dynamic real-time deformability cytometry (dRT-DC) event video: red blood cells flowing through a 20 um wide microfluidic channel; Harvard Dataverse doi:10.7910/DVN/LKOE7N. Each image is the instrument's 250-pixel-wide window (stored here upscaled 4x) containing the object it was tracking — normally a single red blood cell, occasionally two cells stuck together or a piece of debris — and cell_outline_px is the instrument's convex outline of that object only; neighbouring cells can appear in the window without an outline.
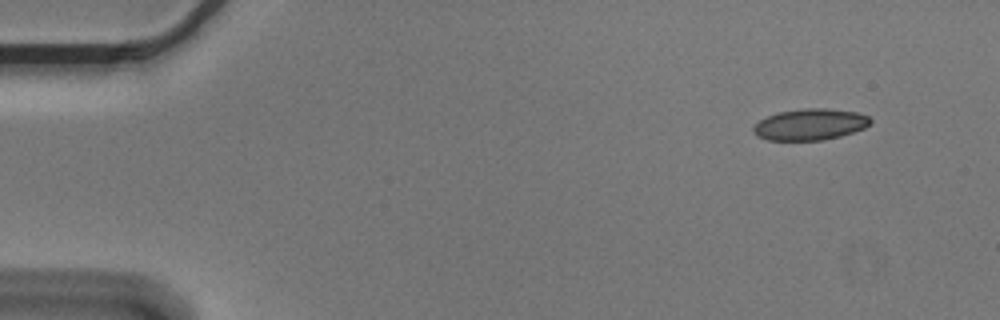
{"species": "Egyptian fruit bat (a non-hibernating species)", "species_latin": "Rousettus aegyptiacus", "temperature_condition": "cold", "stored_images_in_passage": 5, "camera_frame_rate_fps": 3000, "um_per_image_px": 0.085, "animal": {"sex": "male"}, "frame": {"image": 1, "passage_image": 1, "time_ms": 0.0, "image_size_px": [1000, 320], "cell_outline_px": [[872, 124], [864, 128], [840, 136], [824, 140], [768, 140], [756, 136], [752, 128], [760, 120], [768, 116], [780, 112], [804, 108], [828, 108], [856, 112], [868, 116], [872, 120]], "centroid_in_image_um": [68.88, 10.58], "position_along_channel_um": 16.1, "area_um2": 21.33}}